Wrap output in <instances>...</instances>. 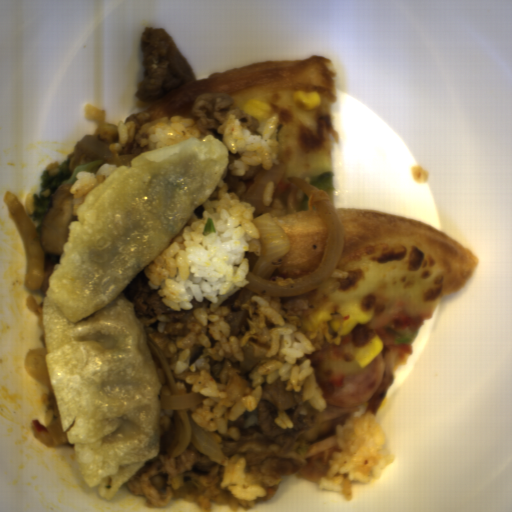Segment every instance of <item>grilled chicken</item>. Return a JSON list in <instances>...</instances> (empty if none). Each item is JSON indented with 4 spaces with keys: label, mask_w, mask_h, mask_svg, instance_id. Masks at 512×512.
Segmentation results:
<instances>
[{
    "label": "grilled chicken",
    "mask_w": 512,
    "mask_h": 512,
    "mask_svg": "<svg viewBox=\"0 0 512 512\" xmlns=\"http://www.w3.org/2000/svg\"><path fill=\"white\" fill-rule=\"evenodd\" d=\"M352 344L364 347L369 342L368 330L364 324H356L351 330Z\"/></svg>",
    "instance_id": "2"
},
{
    "label": "grilled chicken",
    "mask_w": 512,
    "mask_h": 512,
    "mask_svg": "<svg viewBox=\"0 0 512 512\" xmlns=\"http://www.w3.org/2000/svg\"><path fill=\"white\" fill-rule=\"evenodd\" d=\"M395 380L394 372L393 374L383 376L382 381L380 383V386L374 396L370 398L368 401H366L364 404H366L368 410L372 412L375 416L377 415L382 402L384 400V397L387 393V391L391 388Z\"/></svg>",
    "instance_id": "1"
}]
</instances>
